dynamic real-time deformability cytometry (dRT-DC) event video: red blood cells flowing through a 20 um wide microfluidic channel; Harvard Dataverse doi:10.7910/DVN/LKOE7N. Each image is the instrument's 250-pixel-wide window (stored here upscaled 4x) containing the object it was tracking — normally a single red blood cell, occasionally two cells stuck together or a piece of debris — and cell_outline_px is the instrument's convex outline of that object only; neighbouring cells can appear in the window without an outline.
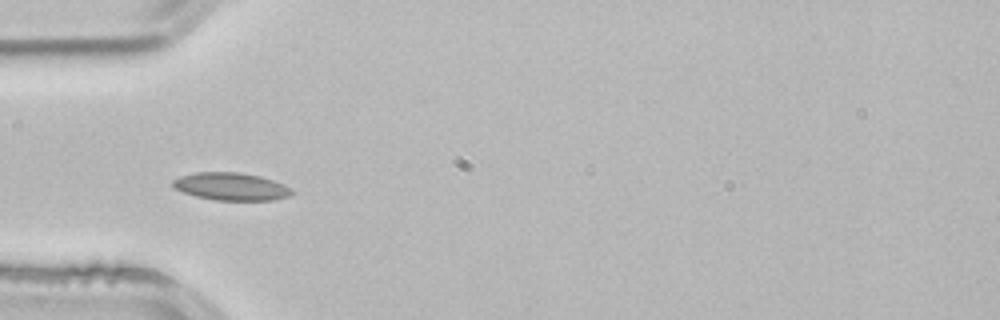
{"species": "common noctule bat (a hibernating species)", "species_latin": "Nyctalus noctula", "temperature_condition": "room temperature", "stored_images_in_passage": 4, "camera_frame_rate_fps": 3000, "um_per_image_px": 0.085, "animal": {"sex": "male", "body_mass_g": 21.5, "forearm_length_mm": 52.0}, "frame": {"image": 1, "passage_image": 4, "time_ms": 1.0, "image_size_px": [1000, 320], "cell_outline_px": [[292, 196], [272, 200], [216, 200], [196, 196], [172, 188], [172, 180], [180, 176], [196, 172], [240, 172], [260, 176], [284, 184], [292, 188]], "centroid_in_image_um": [19.64, 15.85], "position_along_channel_um": 65.4, "area_um2": 19.25}}